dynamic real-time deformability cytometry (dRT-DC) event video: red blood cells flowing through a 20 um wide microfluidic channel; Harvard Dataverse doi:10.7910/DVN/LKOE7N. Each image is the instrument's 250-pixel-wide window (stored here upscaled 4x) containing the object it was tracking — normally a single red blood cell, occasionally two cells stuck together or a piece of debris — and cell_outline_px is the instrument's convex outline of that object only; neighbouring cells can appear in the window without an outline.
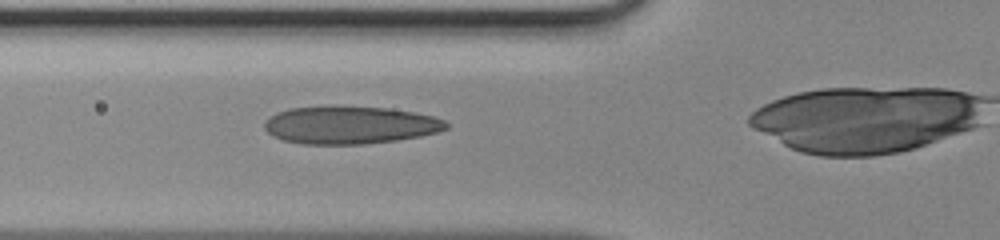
{"species": "human", "species_latin": "Homo sapiens", "temperature_condition": "room temperature", "stored_images_in_passage": 36, "camera_frame_rate_fps": 3000, "um_per_image_px": 0.085, "donor": {"sex": "male"}, "frame": {"image": 1, "passage_image": 13, "time_ms": 4.0, "image_size_px": [1000, 240], "cell_outline_px": [[448, 128], [436, 132], [420, 136], [396, 140], [364, 144], [300, 144], [284, 140], [272, 136], [264, 128], [264, 124], [268, 116], [276, 112], [288, 108], [324, 104], [332, 104], [388, 108], [412, 112], [432, 116], [444, 120], [448, 124]], "centroid_in_image_um": [29.67, 10.6], "position_along_channel_um": 96.1, "area_um2": 40.75}}
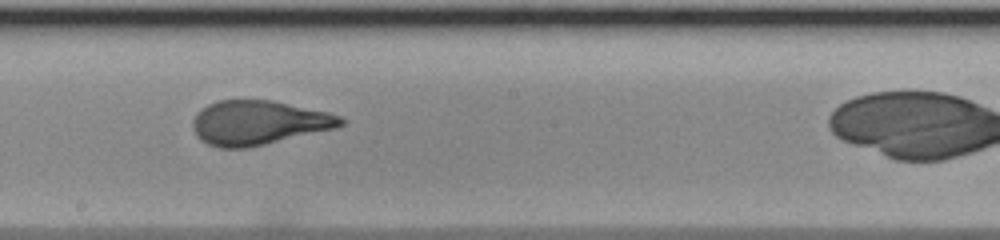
{"frame": {"image": 2, "passage_image": 22, "time_ms": 7.0, "image_size_px": [1000, 240], "cell_outline_px": [[344, 124], [336, 128], [248, 148], [220, 148], [208, 144], [200, 140], [196, 136], [192, 128], [192, 120], [196, 112], [200, 108], [216, 100], [272, 100], [328, 112], [340, 116], [344, 120]], "centroid_in_image_um": [21.92, 10.43], "position_along_channel_um": 226.3, "area_um2": 38.44}}
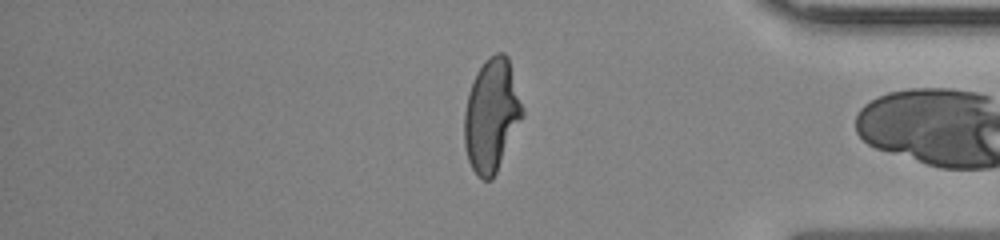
{"frame": {"image": 3, "passage_image": 35, "time_ms": 11.333, "image_size_px": [1000, 240], "cell_outline_px": [[524, 116], [492, 180], [484, 180], [476, 176], [468, 160], [464, 144], [464, 112], [468, 92], [476, 72], [484, 60], [496, 52], [504, 52], [508, 56], [524, 108]], "centroid_in_image_um": [41.78, 9.78], "position_along_channel_um": 393.4, "area_um2": 38.61}}